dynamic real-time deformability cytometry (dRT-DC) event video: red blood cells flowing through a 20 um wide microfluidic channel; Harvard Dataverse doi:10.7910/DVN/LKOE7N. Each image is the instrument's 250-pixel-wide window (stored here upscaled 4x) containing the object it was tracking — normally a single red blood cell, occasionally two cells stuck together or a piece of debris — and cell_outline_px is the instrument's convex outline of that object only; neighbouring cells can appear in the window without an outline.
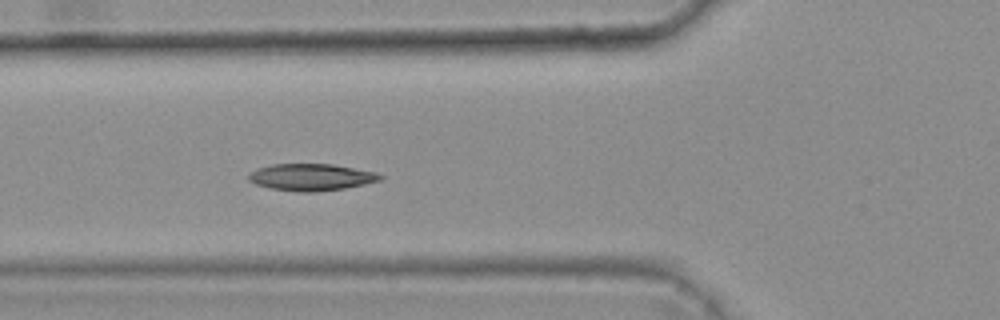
{"species": "common noctule bat (a hibernating species)", "species_latin": "Nyctalus noctula", "temperature_condition": "warm", "stored_images_in_passage": 6, "camera_frame_rate_fps": 3000, "um_per_image_px": 0.085, "animal": {"sex": "female", "body_mass_g": 25.1}, "frame": {"image": 1, "passage_image": 6, "time_ms": 1.667, "image_size_px": [1000, 320], "cell_outline_px": [[384, 176], [380, 180], [364, 184], [344, 188], [316, 192], [296, 192], [272, 188], [256, 184], [248, 180], [248, 176], [256, 168], [272, 164], [332, 164], [376, 172]], "centroid_in_image_um": [26.45, 15.06], "position_along_channel_um": 99.4, "area_um2": 20.52}}